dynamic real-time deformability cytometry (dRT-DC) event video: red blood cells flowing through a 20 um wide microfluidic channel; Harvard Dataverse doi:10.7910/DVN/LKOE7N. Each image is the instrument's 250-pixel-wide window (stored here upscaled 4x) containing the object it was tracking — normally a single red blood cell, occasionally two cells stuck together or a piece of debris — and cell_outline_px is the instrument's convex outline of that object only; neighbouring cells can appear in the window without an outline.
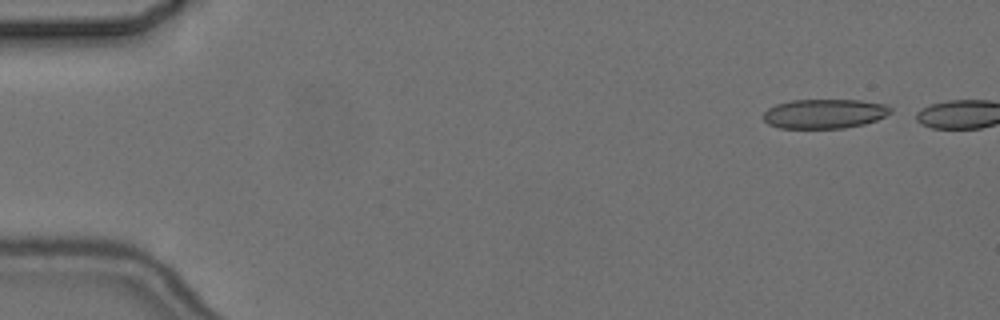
{"species": "common noctule bat (a hibernating species)", "species_latin": "Nyctalus noctula", "temperature_condition": "cold", "stored_images_in_passage": 5, "camera_frame_rate_fps": 3000, "um_per_image_px": 0.085, "animal": {"sex": "female", "body_mass_g": 24.6, "forearm_length_mm": 56.2}, "frame": {"image": 1, "passage_image": 1, "time_ms": 0.0, "image_size_px": [1000, 320], "cell_outline_px": [[892, 112], [876, 120], [864, 124], [844, 128], [780, 128], [768, 124], [764, 120], [764, 112], [768, 108], [776, 104], [792, 100], [860, 100], [888, 104], [892, 108]], "centroid_in_image_um": [70.1, 9.66], "position_along_channel_um": 14.9, "area_um2": 21.91}}